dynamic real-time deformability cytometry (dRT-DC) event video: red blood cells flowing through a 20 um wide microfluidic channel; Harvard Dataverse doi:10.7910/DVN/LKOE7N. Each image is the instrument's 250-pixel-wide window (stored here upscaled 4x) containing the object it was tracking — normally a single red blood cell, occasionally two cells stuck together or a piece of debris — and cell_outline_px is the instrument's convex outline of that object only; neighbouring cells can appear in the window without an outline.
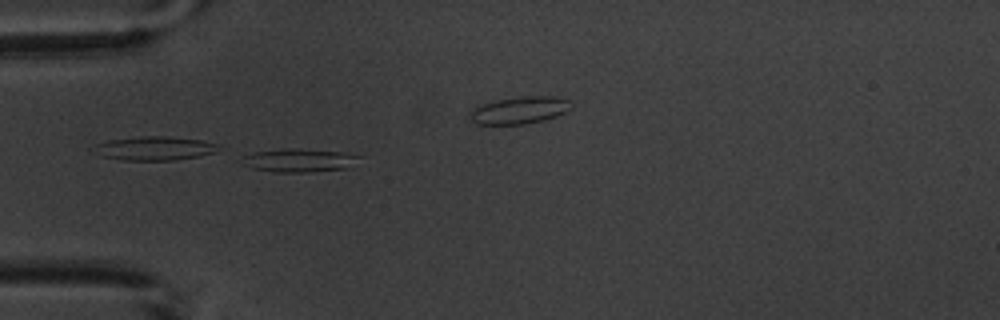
{"species": "common noctule bat (a hibernating species)", "species_latin": "Nyctalus noctula", "temperature_condition": "warm", "stored_images_in_passage": 4, "camera_frame_rate_fps": 3000, "um_per_image_px": 0.085, "animal": {"sex": "male", "body_mass_g": 20.1, "forearm_length_mm": 53.5}, "frame": {"image": 1, "passage_image": 2, "time_ms": 1.333, "image_size_px": [1000, 320], "cell_outline_px": [[364, 156], [344, 168], [308, 172], [272, 172], [252, 168], [236, 160], [240, 156], [252, 152], [284, 148], [300, 148], [344, 152]], "centroid_in_image_um": [25.31, 13.61], "position_along_channel_um": 59.7, "area_um2": 16.24}}
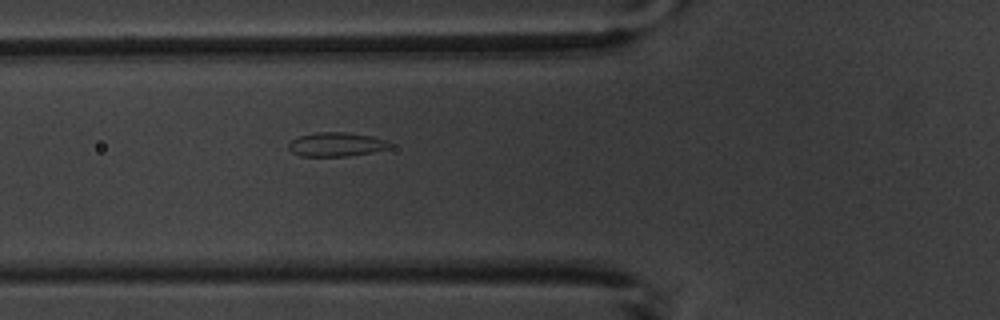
{"frame": {"image": 2, "passage_image": 4, "time_ms": 3.667, "image_size_px": [1000, 320], "cell_outline_px": [[392, 144], [388, 148], [372, 152], [348, 156], [300, 156], [292, 152], [288, 148], [288, 144], [292, 140], [300, 136], [316, 132], [344, 132], [372, 136], [384, 140]], "centroid_in_image_um": [28.56, 12.28], "position_along_channel_um": 97.2, "area_um2": 14.05}}